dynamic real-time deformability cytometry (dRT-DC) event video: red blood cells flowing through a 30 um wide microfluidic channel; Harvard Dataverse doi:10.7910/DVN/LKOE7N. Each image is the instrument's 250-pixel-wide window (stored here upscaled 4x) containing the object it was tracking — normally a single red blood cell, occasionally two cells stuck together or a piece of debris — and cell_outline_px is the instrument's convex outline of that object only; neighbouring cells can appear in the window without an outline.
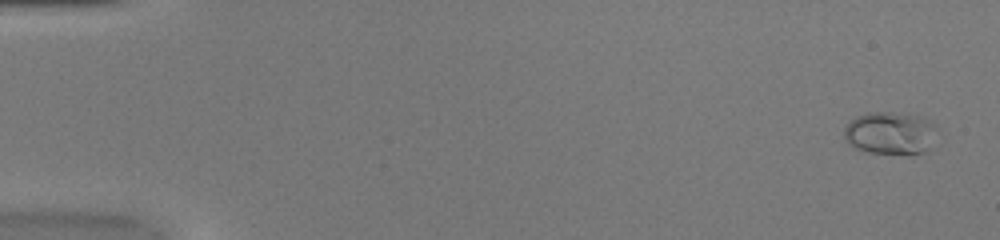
{"species": "common noctule bat (a hibernating species)", "species_latin": "Nyctalus noctula", "temperature_condition": "warm", "stored_images_in_passage": 53, "camera_frame_rate_fps": 3000, "um_per_image_px": 0.085, "animal": {"sex": "female", "body_mass_g": 20.0, "forearm_length_mm": 54.0}, "frame": {"image": 1, "passage_image": 3, "time_ms": 0.667, "image_size_px": [1000, 240], "cell_outline_px": [[936, 128], [924, 152], [908, 156], [868, 152], [856, 148], [848, 144], [844, 140], [844, 128], [856, 116], [868, 112], [892, 112], [924, 116], [936, 124]], "centroid_in_image_um": [75.64, 11.32], "position_along_channel_um": 9.4, "area_um2": 23.35}}
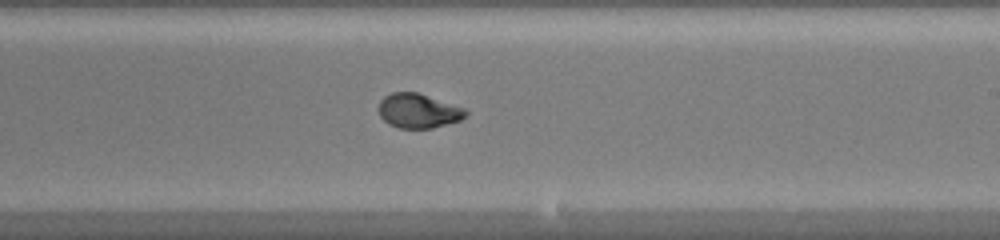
{"frame": {"image": 2, "passage_image": 33, "time_ms": 10.667, "image_size_px": [1000, 240], "cell_outline_px": [[468, 112], [460, 120], [432, 128], [400, 128], [388, 124], [380, 116], [380, 100], [384, 96], [392, 92], [416, 92], [464, 108]], "centroid_in_image_um": [35.53, 9.42], "position_along_channel_um": 253.5, "area_um2": 17.17}}
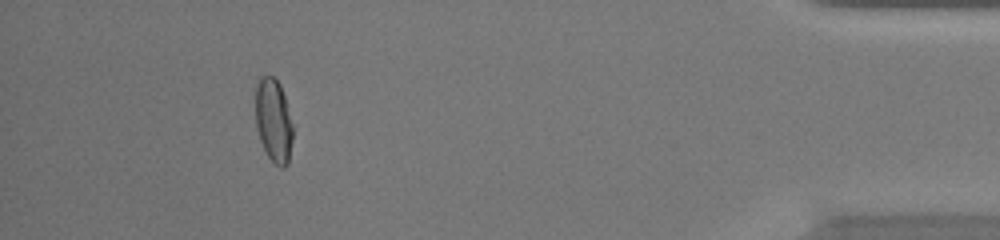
{"frame": {"image": 3, "passage_image": 49, "time_ms": 16.0, "image_size_px": [1000, 240], "cell_outline_px": [[292, 140], [288, 164], [284, 168], [280, 168], [268, 156], [260, 140], [256, 128], [256, 84], [260, 76], [272, 76], [280, 84], [284, 96], [292, 124]], "centroid_in_image_um": [23.24, 10.25], "position_along_channel_um": 412.0, "area_um2": 18.03}, "authors_computed_cell_mechanics": {"area_um2": 17.918, "velocity_mm_per_s": 4.02, "shape_relaxation_time_tau1_ms": 7.8249, "shape_relaxation_time_tau2_ms": null, "deformation_change_tau1": 0.26, "deformation_change_tau2": null}}